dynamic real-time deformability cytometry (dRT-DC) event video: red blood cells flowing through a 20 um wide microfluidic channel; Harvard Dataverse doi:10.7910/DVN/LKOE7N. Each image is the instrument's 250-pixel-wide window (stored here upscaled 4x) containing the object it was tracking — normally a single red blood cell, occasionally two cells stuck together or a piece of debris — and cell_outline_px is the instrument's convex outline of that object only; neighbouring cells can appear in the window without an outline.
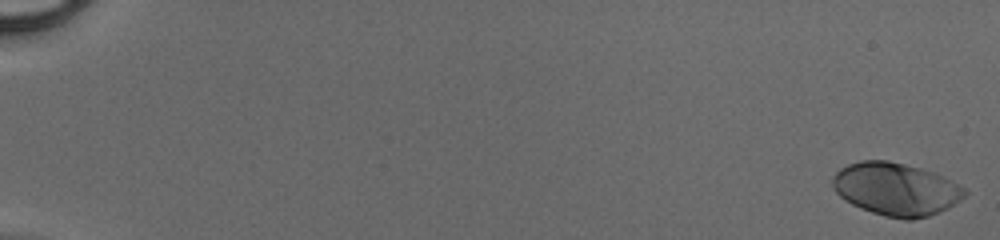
{"species": "human", "species_latin": "Homo sapiens", "temperature_condition": "cold", "stored_images_in_passage": 20, "camera_frame_rate_fps": 3000, "um_per_image_px": 0.085, "donor": {"sex": "male"}, "frame": {"image": 1, "passage_image": 1, "time_ms": 0.0, "image_size_px": [1000, 240], "cell_outline_px": [[968, 192], [960, 200], [948, 208], [928, 216], [912, 220], [904, 220], [884, 216], [860, 208], [844, 200], [832, 188], [832, 176], [840, 168], [848, 164], [860, 160], [888, 160], [920, 168], [944, 176], [964, 188]], "centroid_in_image_um": [76.13, 16.08], "position_along_channel_um": 8.9, "area_um2": 40.75}}
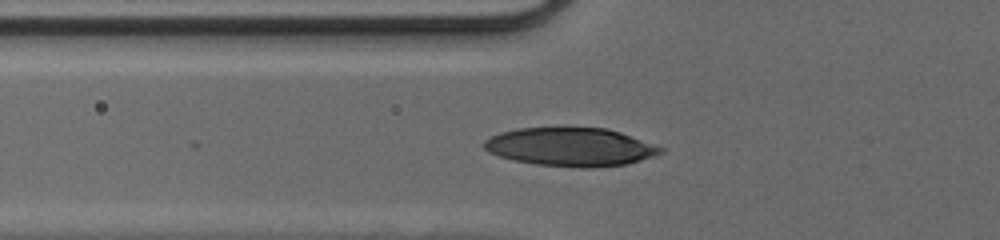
{"frame": {"image": 2, "passage_image": 20, "time_ms": 6.333, "image_size_px": [1000, 240], "cell_outline_px": [[664, 152], [628, 164], [592, 168], [580, 168], [536, 164], [512, 160], [488, 152], [484, 148], [484, 140], [500, 132], [520, 128], [604, 128], [620, 132], [664, 148]], "centroid_in_image_um": [48.49, 12.5], "position_along_channel_um": 77.3, "area_um2": 39.36}}